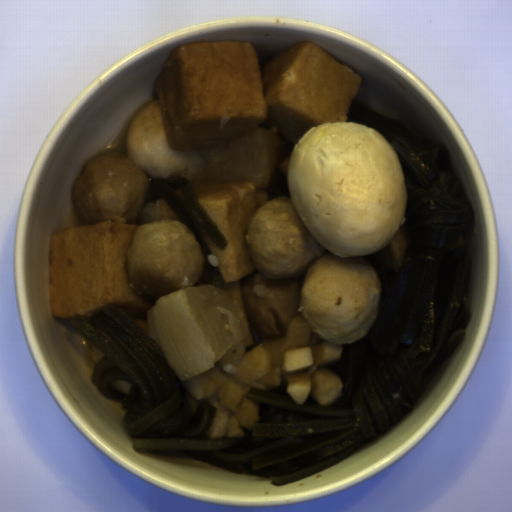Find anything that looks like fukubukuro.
Instances as JSON below:
<instances>
[{"label": "fukubukuro", "instance_id": "obj_1", "mask_svg": "<svg viewBox=\"0 0 512 512\" xmlns=\"http://www.w3.org/2000/svg\"><path fill=\"white\" fill-rule=\"evenodd\" d=\"M306 271L288 278H269L258 272L241 277V295L251 327L266 339L287 335L299 317Z\"/></svg>", "mask_w": 512, "mask_h": 512}, {"label": "fukubukuro", "instance_id": "obj_2", "mask_svg": "<svg viewBox=\"0 0 512 512\" xmlns=\"http://www.w3.org/2000/svg\"><path fill=\"white\" fill-rule=\"evenodd\" d=\"M158 220L181 221L162 200L143 203L138 225Z\"/></svg>", "mask_w": 512, "mask_h": 512}]
</instances>
